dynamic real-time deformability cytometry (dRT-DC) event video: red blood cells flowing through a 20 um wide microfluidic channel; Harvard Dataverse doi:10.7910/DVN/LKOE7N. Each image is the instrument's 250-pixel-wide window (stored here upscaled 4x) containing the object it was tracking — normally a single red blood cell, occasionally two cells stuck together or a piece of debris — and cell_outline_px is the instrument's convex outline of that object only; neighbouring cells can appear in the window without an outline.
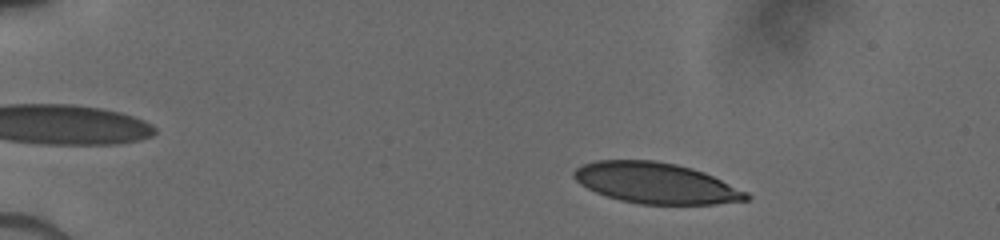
{"species": "human", "species_latin": "Homo sapiens", "temperature_condition": "cold", "stored_images_in_passage": 14, "camera_frame_rate_fps": 3000, "um_per_image_px": 0.085, "donor": {"sex": "male"}, "frame": {"image": 1, "passage_image": 7, "time_ms": 1.667, "image_size_px": [1000, 240], "cell_outline_px": [[752, 196], [748, 200], [716, 204], [640, 204], [620, 200], [596, 192], [580, 184], [572, 176], [572, 172], [576, 168], [584, 164], [596, 160], [652, 160], [676, 164], [692, 168], [704, 172], [748, 192]], "centroid_in_image_um": [55.76, 15.56], "position_along_channel_um": 29.2, "area_um2": 40.98}}
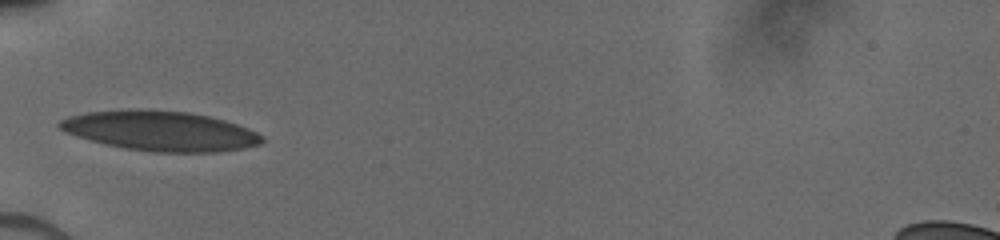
{"frame": {"image": 2, "passage_image": 13, "time_ms": 5.0, "image_size_px": [1000, 240], "cell_outline_px": [[264, 140], [260, 144], [244, 148], [220, 152], [152, 152], [124, 148], [104, 144], [76, 136], [60, 128], [56, 124], [60, 120], [68, 116], [88, 112], [132, 108], [140, 108], [188, 112], [208, 116], [224, 120], [236, 124], [256, 132], [264, 136]], "centroid_in_image_um": [13.61, 11.12], "position_along_channel_um": 71.4, "area_um2": 47.22}}